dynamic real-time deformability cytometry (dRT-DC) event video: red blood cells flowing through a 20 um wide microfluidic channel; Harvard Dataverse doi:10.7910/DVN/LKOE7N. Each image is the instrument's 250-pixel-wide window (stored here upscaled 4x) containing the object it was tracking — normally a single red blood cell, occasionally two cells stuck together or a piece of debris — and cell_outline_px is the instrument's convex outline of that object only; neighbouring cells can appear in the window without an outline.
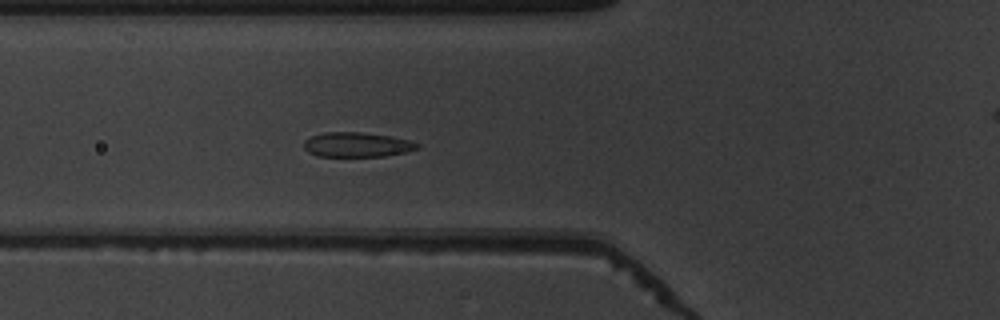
{"species": "common noctule bat (a hibernating species)", "species_latin": "Nyctalus noctula", "temperature_condition": "warm", "stored_images_in_passage": 54, "camera_frame_rate_fps": 3000, "um_per_image_px": 0.085, "animal": {"sex": "male", "body_mass_g": 19.5, "forearm_length_mm": 54.6}, "frame": {"image": 1, "passage_image": 20, "time_ms": 6.333, "image_size_px": [1000, 320], "cell_outline_px": [[420, 148], [404, 152], [384, 156], [316, 156], [308, 152], [304, 148], [304, 140], [312, 136], [324, 132], [360, 132], [388, 136], [408, 140], [420, 144]], "centroid_in_image_um": [30.31, 12.3], "position_along_channel_um": 95.5, "area_um2": 16.18}}
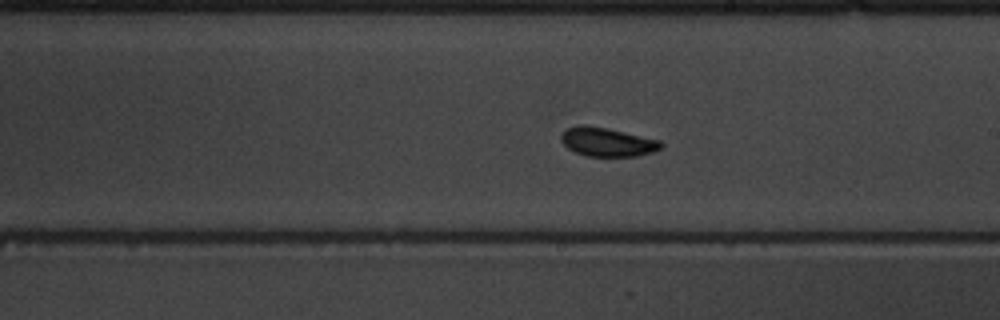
{"frame": {"image": 2, "passage_image": 31, "time_ms": 10.0, "image_size_px": [1000, 320], "cell_outline_px": [[664, 148], [652, 152], [636, 156], [588, 156], [576, 152], [568, 148], [560, 140], [560, 136], [568, 128], [580, 124], [608, 128], [660, 140], [664, 144]], "centroid_in_image_um": [51.65, 12.07], "position_along_channel_um": 237.3, "area_um2": 16.76}}
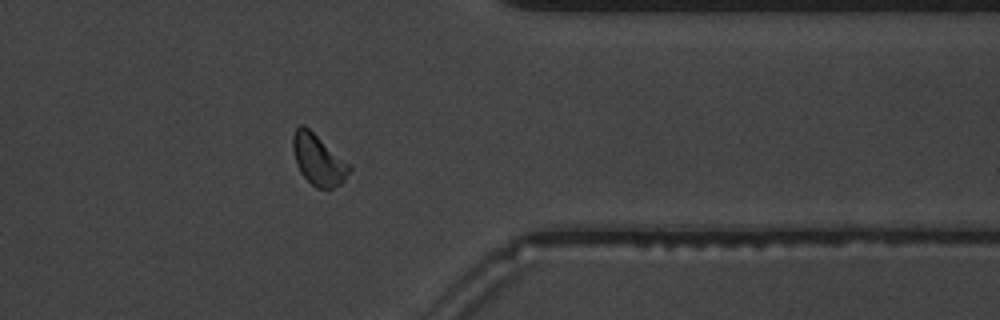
{"frame": {"image": 3, "passage_image": 43, "time_ms": 14.0, "image_size_px": [1000, 320], "cell_outline_px": [[352, 168], [344, 180], [340, 184], [332, 188], [316, 188], [300, 172], [292, 148], [292, 136], [296, 128], [300, 124], [304, 124], [352, 164]], "centroid_in_image_um": [27.08, 13.55], "position_along_channel_um": 384.3, "area_um2": 16.88}, "authors_computed_cell_mechanics": {"area_um2": 16.6175, "velocity_mm_per_s": 3.8795, "shape_relaxation_time_tau1_ms": 3.5407, "shape_relaxation_time_tau2_ms": null, "deformation_change_tau1": 0.1119, "deformation_change_tau2": null}}